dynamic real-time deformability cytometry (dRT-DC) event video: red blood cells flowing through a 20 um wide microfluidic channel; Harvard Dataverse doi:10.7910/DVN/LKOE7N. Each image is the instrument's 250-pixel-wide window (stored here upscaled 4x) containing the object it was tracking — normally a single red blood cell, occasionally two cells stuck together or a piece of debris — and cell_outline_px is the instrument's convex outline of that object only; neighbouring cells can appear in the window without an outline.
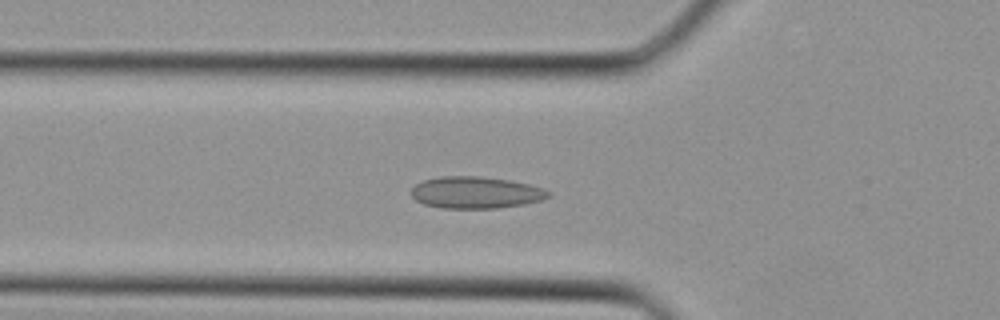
{"species": "Egyptian fruit bat (a non-hibernating species)", "species_latin": "Rousettus aegyptiacus", "temperature_condition": "cold", "stored_images_in_passage": 33, "camera_frame_rate_fps": 3000, "um_per_image_px": 0.085, "animal": {"sex": "female"}, "frame": {"image": 1, "passage_image": 11, "time_ms": 3.333, "image_size_px": [1000, 320], "cell_outline_px": [[552, 196], [544, 200], [524, 204], [496, 208], [440, 208], [424, 204], [416, 200], [412, 196], [412, 188], [416, 184], [424, 180], [440, 176], [480, 176], [508, 180], [528, 184], [544, 188], [552, 192]], "centroid_in_image_um": [40.48, 16.37], "position_along_channel_um": 85.3, "area_um2": 25.55}}
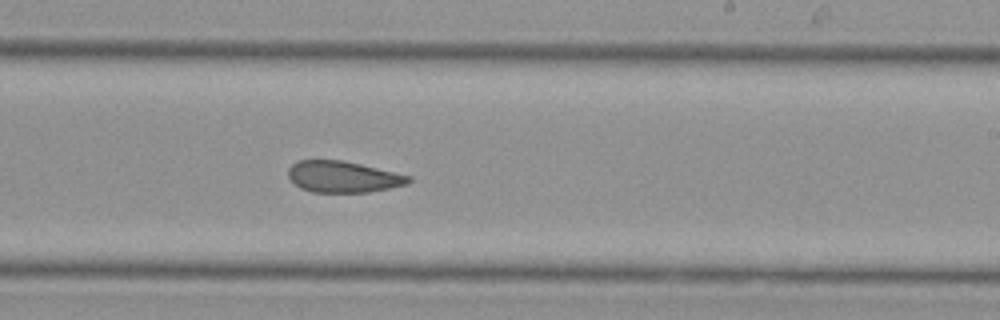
{"frame": {"image": 2, "passage_image": 20, "time_ms": 6.333, "image_size_px": [1000, 320], "cell_outline_px": [[412, 180], [408, 184], [368, 192], [312, 192], [300, 188], [288, 176], [288, 168], [292, 164], [300, 160], [344, 160], [412, 176]], "centroid_in_image_um": [29.17, 15.02], "position_along_channel_um": 259.8, "area_um2": 21.96}}
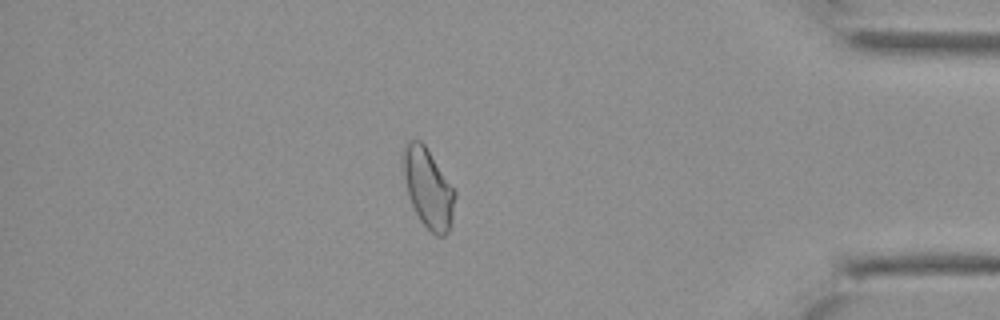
{"frame": {"image": 3, "passage_image": 29, "time_ms": 9.333, "image_size_px": [1000, 320], "cell_outline_px": [[456, 196], [452, 224], [448, 232], [444, 236], [436, 236], [420, 220], [408, 196], [400, 160], [400, 152], [404, 144], [408, 140], [420, 140], [424, 144], [456, 192]], "centroid_in_image_um": [36.36, 15.96], "position_along_channel_um": 398.8, "area_um2": 24.28}}